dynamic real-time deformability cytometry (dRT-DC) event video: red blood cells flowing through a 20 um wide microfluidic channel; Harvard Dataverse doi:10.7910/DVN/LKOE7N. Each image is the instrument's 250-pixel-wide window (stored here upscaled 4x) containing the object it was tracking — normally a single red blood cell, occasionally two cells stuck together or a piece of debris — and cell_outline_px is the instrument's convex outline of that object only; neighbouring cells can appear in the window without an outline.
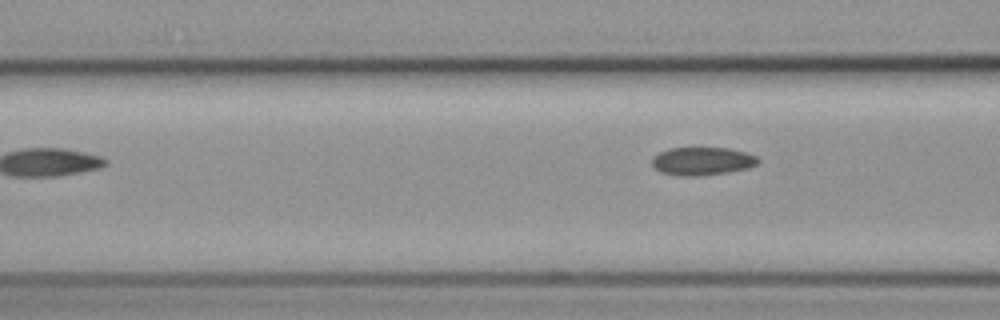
{"species": "common noctule bat (a hibernating species)", "species_latin": "Nyctalus noctula", "temperature_condition": "cold", "stored_images_in_passage": 7, "camera_frame_rate_fps": 3000, "um_per_image_px": 0.085, "animal": {"sex": "female", "body_mass_g": 19.3, "forearm_length_mm": 54.1}, "frame": {"image": 1, "passage_image": 7, "time_ms": 7.0, "image_size_px": [1000, 320], "cell_outline_px": [[760, 160], [756, 164], [748, 168], [728, 172], [700, 176], [680, 176], [660, 172], [652, 164], [652, 156], [668, 148], [728, 148], [744, 152], [756, 156]], "centroid_in_image_um": [59.67, 13.7], "position_along_channel_um": 106.9, "area_um2": 17.34}}